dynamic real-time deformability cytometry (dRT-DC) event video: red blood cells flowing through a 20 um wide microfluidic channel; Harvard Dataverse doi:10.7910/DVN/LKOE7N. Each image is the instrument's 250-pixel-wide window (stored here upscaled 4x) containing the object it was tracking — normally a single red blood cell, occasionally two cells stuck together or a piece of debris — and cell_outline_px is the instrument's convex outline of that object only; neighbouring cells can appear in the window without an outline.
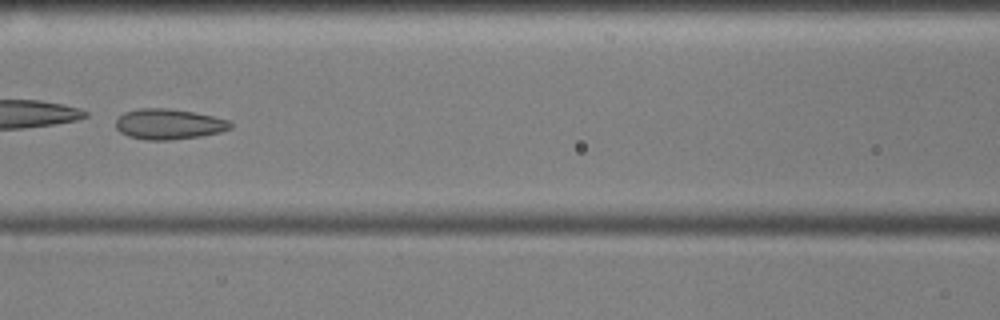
{"species": "common noctule bat (a hibernating species)", "species_latin": "Nyctalus noctula", "temperature_condition": "cold", "stored_images_in_passage": 54, "camera_frame_rate_fps": 3000, "um_per_image_px": 0.085, "animal": {"sex": "male", "body_mass_g": 17.9, "forearm_length_mm": 54.2}, "frame": {"image": 1, "passage_image": 24, "time_ms": 7.667, "image_size_px": [1000, 320], "cell_outline_px": [[232, 128], [220, 132], [200, 136], [172, 140], [144, 140], [128, 136], [120, 132], [116, 128], [116, 120], [124, 112], [140, 108], [168, 108], [192, 112], [212, 116], [228, 120], [232, 124]], "centroid_in_image_um": [14.33, 10.56], "position_along_channel_um": 152.3, "area_um2": 20.35}, "authors_computed_cell_mechanics": {"area_um2": 25.2875, "velocity_mm_per_s": 3.571, "shape_relaxation_time_tau1_ms": 0.4085, "shape_relaxation_time_tau2_ms": 2.2893, "deformation_change_tau1": 0.2303, "deformation_change_tau2": 0.0864}}